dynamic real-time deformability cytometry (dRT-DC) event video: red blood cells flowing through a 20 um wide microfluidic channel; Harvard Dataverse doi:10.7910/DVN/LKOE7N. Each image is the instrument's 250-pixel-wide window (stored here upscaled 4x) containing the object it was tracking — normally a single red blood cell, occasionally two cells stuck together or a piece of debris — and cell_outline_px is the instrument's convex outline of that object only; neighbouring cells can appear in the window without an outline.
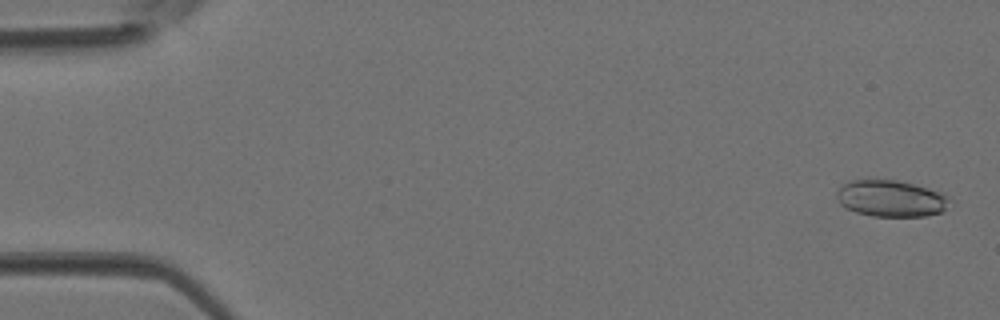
{"species": "Egyptian fruit bat (a non-hibernating species)", "species_latin": "Rousettus aegyptiacus", "temperature_condition": "room temperature", "stored_images_in_passage": 4, "camera_frame_rate_fps": 3000, "um_per_image_px": 0.085, "animal": {"sex": "female"}, "frame": {"image": 1, "passage_image": 1, "time_ms": 0.0, "image_size_px": [1000, 320], "cell_outline_px": [[952, 200], [940, 212], [924, 216], [872, 216], [856, 212], [844, 208], [840, 204], [836, 196], [836, 192], [840, 184], [852, 180], [900, 180], [944, 192]], "centroid_in_image_um": [75.71, 16.86], "position_along_channel_um": 9.3, "area_um2": 24.33}}
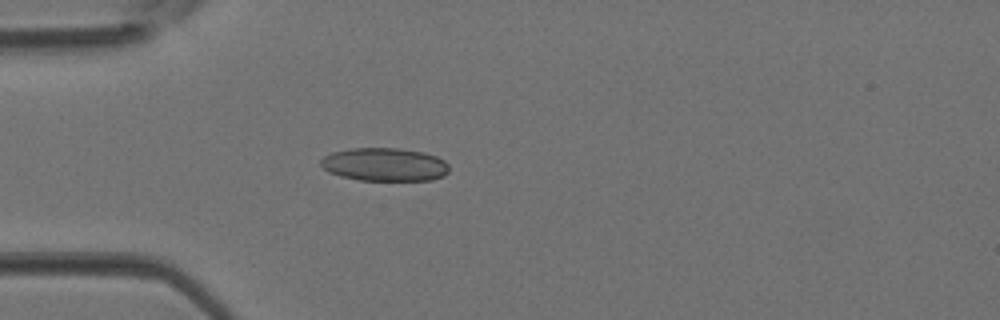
{"frame": {"image": 2, "passage_image": 4, "time_ms": 1.0, "image_size_px": [1000, 320], "cell_outline_px": [[448, 172], [444, 176], [432, 180], [360, 180], [340, 176], [328, 172], [320, 164], [320, 160], [324, 156], [332, 152], [352, 148], [400, 148], [424, 152], [436, 156], [444, 160], [448, 164]], "centroid_in_image_um": [32.7, 13.98], "position_along_channel_um": 52.3, "area_um2": 24.97}}